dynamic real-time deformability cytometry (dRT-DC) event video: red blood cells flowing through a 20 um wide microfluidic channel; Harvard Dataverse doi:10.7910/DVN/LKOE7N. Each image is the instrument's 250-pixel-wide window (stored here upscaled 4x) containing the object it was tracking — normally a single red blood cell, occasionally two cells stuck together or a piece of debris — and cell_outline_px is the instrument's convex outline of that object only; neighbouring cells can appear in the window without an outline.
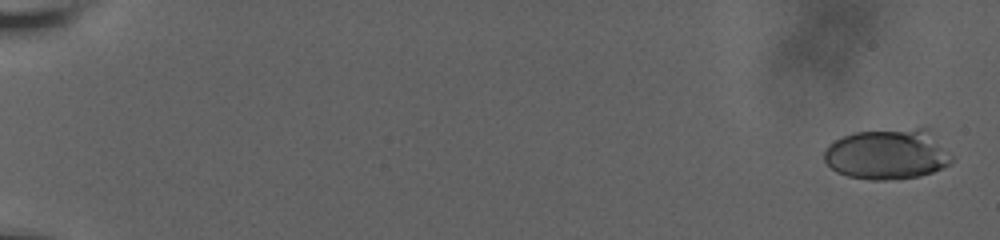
{"species": "human", "species_latin": "Homo sapiens", "temperature_condition": "room temperature", "stored_images_in_passage": 29, "camera_frame_rate_fps": 3000, "um_per_image_px": 0.085, "donor": {"sex": "male"}, "frame": {"image": 1, "passage_image": 2, "time_ms": 0.333, "image_size_px": [1000, 240], "cell_outline_px": [[952, 164], [944, 168], [920, 176], [884, 180], [872, 180], [848, 176], [836, 172], [824, 160], [824, 152], [828, 144], [844, 136], [856, 132], [916, 128], [928, 128], [952, 156]], "centroid_in_image_um": [75.45, 13.11], "position_along_channel_um": 9.5, "area_um2": 37.51}}
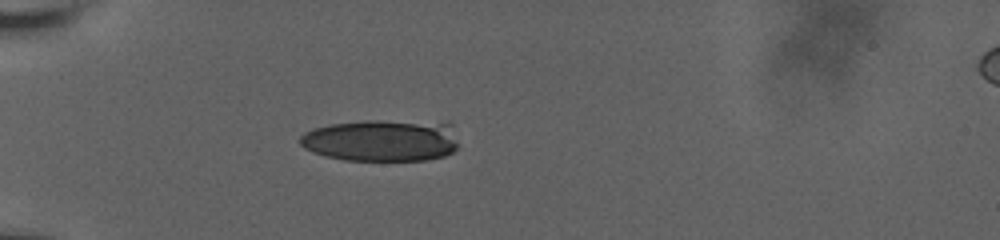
{"frame": {"image": 2, "passage_image": 21, "time_ms": 6.667, "image_size_px": [1000, 240], "cell_outline_px": [[460, 144], [452, 152], [444, 156], [424, 160], [344, 160], [324, 156], [312, 152], [304, 148], [300, 144], [300, 136], [304, 132], [312, 128], [328, 124], [364, 120], [448, 120], [452, 124]], "centroid_in_image_um": [32.51, 11.89], "position_along_channel_um": 52.5, "area_um2": 40.06}}